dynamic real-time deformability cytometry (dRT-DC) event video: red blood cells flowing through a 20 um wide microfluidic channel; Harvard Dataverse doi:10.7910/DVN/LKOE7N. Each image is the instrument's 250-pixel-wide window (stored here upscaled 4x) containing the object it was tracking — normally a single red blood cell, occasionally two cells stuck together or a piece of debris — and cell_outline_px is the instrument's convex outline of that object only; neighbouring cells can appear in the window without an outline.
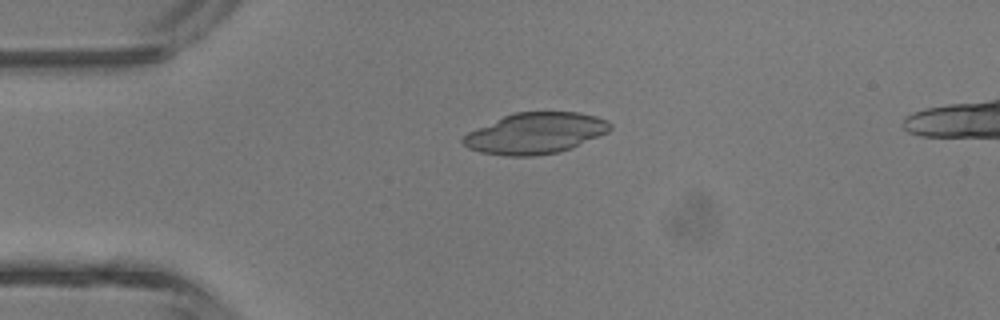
{"species": "common noctule bat (a hibernating species)", "species_latin": "Nyctalus noctula", "temperature_condition": "room temperature", "stored_images_in_passage": 3, "camera_frame_rate_fps": 3000, "um_per_image_px": 0.085, "animal": {"sex": "male", "body_mass_g": 13.3}, "frame": {"image": 1, "passage_image": 1, "time_ms": 0.0, "image_size_px": [1000, 320], "cell_outline_px": [[612, 128], [608, 132], [572, 148], [560, 152], [532, 156], [504, 156], [480, 152], [468, 148], [460, 140], [468, 132], [504, 116], [516, 112], [576, 112], [596, 116], [608, 120], [612, 124]], "centroid_in_image_um": [45.53, 11.33], "position_along_channel_um": 39.5, "area_um2": 35.14}}